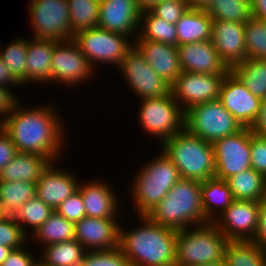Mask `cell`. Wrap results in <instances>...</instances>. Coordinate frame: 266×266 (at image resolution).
<instances>
[{"mask_svg":"<svg viewBox=\"0 0 266 266\" xmlns=\"http://www.w3.org/2000/svg\"><path fill=\"white\" fill-rule=\"evenodd\" d=\"M140 22L144 23L141 25L142 30H139L137 40H150L177 46V30L174 24L153 15L149 10L141 11Z\"/></svg>","mask_w":266,"mask_h":266,"instance_id":"33","label":"cell"},{"mask_svg":"<svg viewBox=\"0 0 266 266\" xmlns=\"http://www.w3.org/2000/svg\"><path fill=\"white\" fill-rule=\"evenodd\" d=\"M87 217L114 218L118 212L117 196L107 184L93 181L78 185ZM115 195V196H114Z\"/></svg>","mask_w":266,"mask_h":266,"instance_id":"23","label":"cell"},{"mask_svg":"<svg viewBox=\"0 0 266 266\" xmlns=\"http://www.w3.org/2000/svg\"><path fill=\"white\" fill-rule=\"evenodd\" d=\"M212 23L205 9L190 7L175 24L177 46L211 40Z\"/></svg>","mask_w":266,"mask_h":266,"instance_id":"26","label":"cell"},{"mask_svg":"<svg viewBox=\"0 0 266 266\" xmlns=\"http://www.w3.org/2000/svg\"><path fill=\"white\" fill-rule=\"evenodd\" d=\"M147 216L176 231L208 223L202 207L201 182L180 178Z\"/></svg>","mask_w":266,"mask_h":266,"instance_id":"3","label":"cell"},{"mask_svg":"<svg viewBox=\"0 0 266 266\" xmlns=\"http://www.w3.org/2000/svg\"><path fill=\"white\" fill-rule=\"evenodd\" d=\"M28 8L34 39L57 42L73 39L67 0H31Z\"/></svg>","mask_w":266,"mask_h":266,"instance_id":"10","label":"cell"},{"mask_svg":"<svg viewBox=\"0 0 266 266\" xmlns=\"http://www.w3.org/2000/svg\"><path fill=\"white\" fill-rule=\"evenodd\" d=\"M226 181L235 200L260 202L266 198V178L253 168L235 174Z\"/></svg>","mask_w":266,"mask_h":266,"instance_id":"28","label":"cell"},{"mask_svg":"<svg viewBox=\"0 0 266 266\" xmlns=\"http://www.w3.org/2000/svg\"><path fill=\"white\" fill-rule=\"evenodd\" d=\"M20 85L12 76L8 66L3 62L0 56V86L9 88L7 85Z\"/></svg>","mask_w":266,"mask_h":266,"instance_id":"49","label":"cell"},{"mask_svg":"<svg viewBox=\"0 0 266 266\" xmlns=\"http://www.w3.org/2000/svg\"><path fill=\"white\" fill-rule=\"evenodd\" d=\"M23 247L12 250L1 266H35L37 263Z\"/></svg>","mask_w":266,"mask_h":266,"instance_id":"46","label":"cell"},{"mask_svg":"<svg viewBox=\"0 0 266 266\" xmlns=\"http://www.w3.org/2000/svg\"><path fill=\"white\" fill-rule=\"evenodd\" d=\"M140 19L141 10L137 0L100 1L99 28L127 36H133L134 33L135 36L136 29L141 25Z\"/></svg>","mask_w":266,"mask_h":266,"instance_id":"19","label":"cell"},{"mask_svg":"<svg viewBox=\"0 0 266 266\" xmlns=\"http://www.w3.org/2000/svg\"><path fill=\"white\" fill-rule=\"evenodd\" d=\"M118 67L140 99L163 97L170 92L171 86L151 68L135 46Z\"/></svg>","mask_w":266,"mask_h":266,"instance_id":"12","label":"cell"},{"mask_svg":"<svg viewBox=\"0 0 266 266\" xmlns=\"http://www.w3.org/2000/svg\"><path fill=\"white\" fill-rule=\"evenodd\" d=\"M189 8L187 0H165L155 4L149 11L175 25Z\"/></svg>","mask_w":266,"mask_h":266,"instance_id":"42","label":"cell"},{"mask_svg":"<svg viewBox=\"0 0 266 266\" xmlns=\"http://www.w3.org/2000/svg\"><path fill=\"white\" fill-rule=\"evenodd\" d=\"M224 261L227 266H266V252L253 241H229Z\"/></svg>","mask_w":266,"mask_h":266,"instance_id":"31","label":"cell"},{"mask_svg":"<svg viewBox=\"0 0 266 266\" xmlns=\"http://www.w3.org/2000/svg\"><path fill=\"white\" fill-rule=\"evenodd\" d=\"M251 168L266 178V137L251 130Z\"/></svg>","mask_w":266,"mask_h":266,"instance_id":"44","label":"cell"},{"mask_svg":"<svg viewBox=\"0 0 266 266\" xmlns=\"http://www.w3.org/2000/svg\"><path fill=\"white\" fill-rule=\"evenodd\" d=\"M205 11L213 20L245 23L252 17L251 0H211Z\"/></svg>","mask_w":266,"mask_h":266,"instance_id":"36","label":"cell"},{"mask_svg":"<svg viewBox=\"0 0 266 266\" xmlns=\"http://www.w3.org/2000/svg\"><path fill=\"white\" fill-rule=\"evenodd\" d=\"M40 263L44 266H78L85 255L84 247L76 240L44 246Z\"/></svg>","mask_w":266,"mask_h":266,"instance_id":"32","label":"cell"},{"mask_svg":"<svg viewBox=\"0 0 266 266\" xmlns=\"http://www.w3.org/2000/svg\"><path fill=\"white\" fill-rule=\"evenodd\" d=\"M229 240L213 222L177 231L175 266H196L224 260Z\"/></svg>","mask_w":266,"mask_h":266,"instance_id":"5","label":"cell"},{"mask_svg":"<svg viewBox=\"0 0 266 266\" xmlns=\"http://www.w3.org/2000/svg\"><path fill=\"white\" fill-rule=\"evenodd\" d=\"M18 153L11 138L0 127V172Z\"/></svg>","mask_w":266,"mask_h":266,"instance_id":"45","label":"cell"},{"mask_svg":"<svg viewBox=\"0 0 266 266\" xmlns=\"http://www.w3.org/2000/svg\"><path fill=\"white\" fill-rule=\"evenodd\" d=\"M196 266H227L225 261H219L217 263H210V264H204V265H196Z\"/></svg>","mask_w":266,"mask_h":266,"instance_id":"54","label":"cell"},{"mask_svg":"<svg viewBox=\"0 0 266 266\" xmlns=\"http://www.w3.org/2000/svg\"><path fill=\"white\" fill-rule=\"evenodd\" d=\"M85 252L78 266H130L119 247L110 250Z\"/></svg>","mask_w":266,"mask_h":266,"instance_id":"40","label":"cell"},{"mask_svg":"<svg viewBox=\"0 0 266 266\" xmlns=\"http://www.w3.org/2000/svg\"><path fill=\"white\" fill-rule=\"evenodd\" d=\"M140 170L137 180L133 182L132 200L137 214L142 216L153 210L181 177L177 167L163 151Z\"/></svg>","mask_w":266,"mask_h":266,"instance_id":"6","label":"cell"},{"mask_svg":"<svg viewBox=\"0 0 266 266\" xmlns=\"http://www.w3.org/2000/svg\"><path fill=\"white\" fill-rule=\"evenodd\" d=\"M139 110L142 127L162 143L184 129V111L174 99L171 91L158 98L141 99Z\"/></svg>","mask_w":266,"mask_h":266,"instance_id":"9","label":"cell"},{"mask_svg":"<svg viewBox=\"0 0 266 266\" xmlns=\"http://www.w3.org/2000/svg\"><path fill=\"white\" fill-rule=\"evenodd\" d=\"M27 236L21 226L12 217H5L0 221V245L12 250L23 247Z\"/></svg>","mask_w":266,"mask_h":266,"instance_id":"41","label":"cell"},{"mask_svg":"<svg viewBox=\"0 0 266 266\" xmlns=\"http://www.w3.org/2000/svg\"><path fill=\"white\" fill-rule=\"evenodd\" d=\"M55 211L68 221L76 223L86 216L81 193L77 190L66 198Z\"/></svg>","mask_w":266,"mask_h":266,"instance_id":"43","label":"cell"},{"mask_svg":"<svg viewBox=\"0 0 266 266\" xmlns=\"http://www.w3.org/2000/svg\"><path fill=\"white\" fill-rule=\"evenodd\" d=\"M161 145L165 155L177 167L181 178L203 182L215 177L213 143L183 129Z\"/></svg>","mask_w":266,"mask_h":266,"instance_id":"4","label":"cell"},{"mask_svg":"<svg viewBox=\"0 0 266 266\" xmlns=\"http://www.w3.org/2000/svg\"><path fill=\"white\" fill-rule=\"evenodd\" d=\"M36 196V183L0 180V209L5 217L16 215L20 207Z\"/></svg>","mask_w":266,"mask_h":266,"instance_id":"29","label":"cell"},{"mask_svg":"<svg viewBox=\"0 0 266 266\" xmlns=\"http://www.w3.org/2000/svg\"><path fill=\"white\" fill-rule=\"evenodd\" d=\"M252 17L266 21V0H251Z\"/></svg>","mask_w":266,"mask_h":266,"instance_id":"50","label":"cell"},{"mask_svg":"<svg viewBox=\"0 0 266 266\" xmlns=\"http://www.w3.org/2000/svg\"><path fill=\"white\" fill-rule=\"evenodd\" d=\"M35 266H44V265H42L40 262H37V263L35 264Z\"/></svg>","mask_w":266,"mask_h":266,"instance_id":"56","label":"cell"},{"mask_svg":"<svg viewBox=\"0 0 266 266\" xmlns=\"http://www.w3.org/2000/svg\"><path fill=\"white\" fill-rule=\"evenodd\" d=\"M141 217L140 228H119V248L130 266H175L177 231ZM142 226V227H141Z\"/></svg>","mask_w":266,"mask_h":266,"instance_id":"2","label":"cell"},{"mask_svg":"<svg viewBox=\"0 0 266 266\" xmlns=\"http://www.w3.org/2000/svg\"><path fill=\"white\" fill-rule=\"evenodd\" d=\"M177 47L182 72L227 74L230 71L211 40L186 43Z\"/></svg>","mask_w":266,"mask_h":266,"instance_id":"20","label":"cell"},{"mask_svg":"<svg viewBox=\"0 0 266 266\" xmlns=\"http://www.w3.org/2000/svg\"><path fill=\"white\" fill-rule=\"evenodd\" d=\"M226 74H199L181 72L170 91L183 111L188 108L219 99L221 82ZM179 100V101H178Z\"/></svg>","mask_w":266,"mask_h":266,"instance_id":"13","label":"cell"},{"mask_svg":"<svg viewBox=\"0 0 266 266\" xmlns=\"http://www.w3.org/2000/svg\"><path fill=\"white\" fill-rule=\"evenodd\" d=\"M93 70L88 59L73 39L59 41L55 44L51 66V82L56 80V82L73 86L77 82L80 83L90 78L89 76H92Z\"/></svg>","mask_w":266,"mask_h":266,"instance_id":"15","label":"cell"},{"mask_svg":"<svg viewBox=\"0 0 266 266\" xmlns=\"http://www.w3.org/2000/svg\"><path fill=\"white\" fill-rule=\"evenodd\" d=\"M40 243L49 245L75 239V223L53 211L49 218L32 234ZM46 243V244H45Z\"/></svg>","mask_w":266,"mask_h":266,"instance_id":"34","label":"cell"},{"mask_svg":"<svg viewBox=\"0 0 266 266\" xmlns=\"http://www.w3.org/2000/svg\"><path fill=\"white\" fill-rule=\"evenodd\" d=\"M20 105L18 101L13 105L7 117L0 121V127L11 138L18 152L37 154L52 162L57 160L66 136L54 108L43 105L28 110Z\"/></svg>","mask_w":266,"mask_h":266,"instance_id":"1","label":"cell"},{"mask_svg":"<svg viewBox=\"0 0 266 266\" xmlns=\"http://www.w3.org/2000/svg\"><path fill=\"white\" fill-rule=\"evenodd\" d=\"M116 218L85 216L75 223V239L84 249L110 250L119 247V228Z\"/></svg>","mask_w":266,"mask_h":266,"instance_id":"18","label":"cell"},{"mask_svg":"<svg viewBox=\"0 0 266 266\" xmlns=\"http://www.w3.org/2000/svg\"><path fill=\"white\" fill-rule=\"evenodd\" d=\"M52 161L33 153L18 152L1 170L2 181H30L36 183Z\"/></svg>","mask_w":266,"mask_h":266,"instance_id":"24","label":"cell"},{"mask_svg":"<svg viewBox=\"0 0 266 266\" xmlns=\"http://www.w3.org/2000/svg\"><path fill=\"white\" fill-rule=\"evenodd\" d=\"M73 40L93 69L97 61L119 66L127 53L134 47V43L129 41L127 35L99 27L81 30L73 36ZM93 61L96 62L93 63Z\"/></svg>","mask_w":266,"mask_h":266,"instance_id":"8","label":"cell"},{"mask_svg":"<svg viewBox=\"0 0 266 266\" xmlns=\"http://www.w3.org/2000/svg\"><path fill=\"white\" fill-rule=\"evenodd\" d=\"M53 209L41 201L38 197H34L25 202L16 215L14 220L21 226L25 234V225L31 226L33 228V233L49 218ZM24 223V224H21ZM24 225V226H23ZM25 228V229H24Z\"/></svg>","mask_w":266,"mask_h":266,"instance_id":"38","label":"cell"},{"mask_svg":"<svg viewBox=\"0 0 266 266\" xmlns=\"http://www.w3.org/2000/svg\"><path fill=\"white\" fill-rule=\"evenodd\" d=\"M201 198L208 222H213L218 215L216 212L221 215L235 200L227 181L216 177L201 182Z\"/></svg>","mask_w":266,"mask_h":266,"instance_id":"27","label":"cell"},{"mask_svg":"<svg viewBox=\"0 0 266 266\" xmlns=\"http://www.w3.org/2000/svg\"><path fill=\"white\" fill-rule=\"evenodd\" d=\"M53 166L52 162L36 182V197L55 211L66 198L77 191L79 183L73 174L57 170L56 167L54 169Z\"/></svg>","mask_w":266,"mask_h":266,"instance_id":"22","label":"cell"},{"mask_svg":"<svg viewBox=\"0 0 266 266\" xmlns=\"http://www.w3.org/2000/svg\"><path fill=\"white\" fill-rule=\"evenodd\" d=\"M243 128L219 99L194 105L184 111V129L206 142L214 143Z\"/></svg>","mask_w":266,"mask_h":266,"instance_id":"7","label":"cell"},{"mask_svg":"<svg viewBox=\"0 0 266 266\" xmlns=\"http://www.w3.org/2000/svg\"><path fill=\"white\" fill-rule=\"evenodd\" d=\"M33 40L27 41L26 83L51 82L52 57L57 41Z\"/></svg>","mask_w":266,"mask_h":266,"instance_id":"25","label":"cell"},{"mask_svg":"<svg viewBox=\"0 0 266 266\" xmlns=\"http://www.w3.org/2000/svg\"><path fill=\"white\" fill-rule=\"evenodd\" d=\"M266 252V198L259 202V223L252 240Z\"/></svg>","mask_w":266,"mask_h":266,"instance_id":"47","label":"cell"},{"mask_svg":"<svg viewBox=\"0 0 266 266\" xmlns=\"http://www.w3.org/2000/svg\"><path fill=\"white\" fill-rule=\"evenodd\" d=\"M251 128L244 127L238 133L218 139L213 143L215 177L227 180L231 176L251 168Z\"/></svg>","mask_w":266,"mask_h":266,"instance_id":"11","label":"cell"},{"mask_svg":"<svg viewBox=\"0 0 266 266\" xmlns=\"http://www.w3.org/2000/svg\"><path fill=\"white\" fill-rule=\"evenodd\" d=\"M251 130L260 136L266 137V98L261 100L260 112Z\"/></svg>","mask_w":266,"mask_h":266,"instance_id":"48","label":"cell"},{"mask_svg":"<svg viewBox=\"0 0 266 266\" xmlns=\"http://www.w3.org/2000/svg\"><path fill=\"white\" fill-rule=\"evenodd\" d=\"M244 30L245 23L213 20L211 42L230 69L247 59Z\"/></svg>","mask_w":266,"mask_h":266,"instance_id":"17","label":"cell"},{"mask_svg":"<svg viewBox=\"0 0 266 266\" xmlns=\"http://www.w3.org/2000/svg\"><path fill=\"white\" fill-rule=\"evenodd\" d=\"M188 5L191 8H200L205 9L208 4L211 2V0H187Z\"/></svg>","mask_w":266,"mask_h":266,"instance_id":"52","label":"cell"},{"mask_svg":"<svg viewBox=\"0 0 266 266\" xmlns=\"http://www.w3.org/2000/svg\"><path fill=\"white\" fill-rule=\"evenodd\" d=\"M256 97L266 98V60L247 58L230 69Z\"/></svg>","mask_w":266,"mask_h":266,"instance_id":"30","label":"cell"},{"mask_svg":"<svg viewBox=\"0 0 266 266\" xmlns=\"http://www.w3.org/2000/svg\"><path fill=\"white\" fill-rule=\"evenodd\" d=\"M134 41L145 61L171 86L182 72L178 47L150 40Z\"/></svg>","mask_w":266,"mask_h":266,"instance_id":"21","label":"cell"},{"mask_svg":"<svg viewBox=\"0 0 266 266\" xmlns=\"http://www.w3.org/2000/svg\"><path fill=\"white\" fill-rule=\"evenodd\" d=\"M70 16L71 34L98 27L100 1L67 0Z\"/></svg>","mask_w":266,"mask_h":266,"instance_id":"35","label":"cell"},{"mask_svg":"<svg viewBox=\"0 0 266 266\" xmlns=\"http://www.w3.org/2000/svg\"><path fill=\"white\" fill-rule=\"evenodd\" d=\"M0 51L3 62L8 66L13 78L21 85L26 83L27 41L17 39Z\"/></svg>","mask_w":266,"mask_h":266,"instance_id":"37","label":"cell"},{"mask_svg":"<svg viewBox=\"0 0 266 266\" xmlns=\"http://www.w3.org/2000/svg\"><path fill=\"white\" fill-rule=\"evenodd\" d=\"M247 58L266 60V21L251 17L245 22Z\"/></svg>","mask_w":266,"mask_h":266,"instance_id":"39","label":"cell"},{"mask_svg":"<svg viewBox=\"0 0 266 266\" xmlns=\"http://www.w3.org/2000/svg\"><path fill=\"white\" fill-rule=\"evenodd\" d=\"M217 219L213 223L229 241H252L258 229L259 202L234 200Z\"/></svg>","mask_w":266,"mask_h":266,"instance_id":"16","label":"cell"},{"mask_svg":"<svg viewBox=\"0 0 266 266\" xmlns=\"http://www.w3.org/2000/svg\"><path fill=\"white\" fill-rule=\"evenodd\" d=\"M219 100L243 127H252L258 118L261 99L252 94L230 70L220 86Z\"/></svg>","mask_w":266,"mask_h":266,"instance_id":"14","label":"cell"},{"mask_svg":"<svg viewBox=\"0 0 266 266\" xmlns=\"http://www.w3.org/2000/svg\"><path fill=\"white\" fill-rule=\"evenodd\" d=\"M3 218H5V216L2 214L1 209H0V221H1Z\"/></svg>","mask_w":266,"mask_h":266,"instance_id":"55","label":"cell"},{"mask_svg":"<svg viewBox=\"0 0 266 266\" xmlns=\"http://www.w3.org/2000/svg\"><path fill=\"white\" fill-rule=\"evenodd\" d=\"M165 0H137V4L141 11L151 9L158 2H162Z\"/></svg>","mask_w":266,"mask_h":266,"instance_id":"51","label":"cell"},{"mask_svg":"<svg viewBox=\"0 0 266 266\" xmlns=\"http://www.w3.org/2000/svg\"><path fill=\"white\" fill-rule=\"evenodd\" d=\"M12 251L11 248L0 245V266Z\"/></svg>","mask_w":266,"mask_h":266,"instance_id":"53","label":"cell"}]
</instances>
